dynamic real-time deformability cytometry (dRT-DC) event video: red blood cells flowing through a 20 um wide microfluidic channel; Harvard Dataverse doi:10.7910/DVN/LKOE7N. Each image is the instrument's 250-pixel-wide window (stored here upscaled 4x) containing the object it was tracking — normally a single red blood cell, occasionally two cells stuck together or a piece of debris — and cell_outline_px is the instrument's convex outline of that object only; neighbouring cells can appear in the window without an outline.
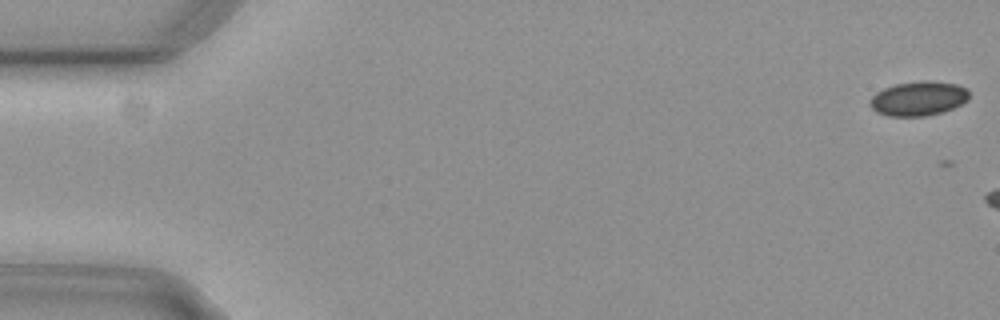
{"species": "common noctule bat (a hibernating species)", "species_latin": "Nyctalus noctula", "temperature_condition": "cold", "stored_images_in_passage": 3, "camera_frame_rate_fps": 3000, "um_per_image_px": 0.085, "animal": {"sex": "female", "body_mass_g": 29.2, "forearm_length_mm": 56.3}, "frame": {"image": 1, "passage_image": 1, "time_ms": 0.0, "image_size_px": [1000, 320], "cell_outline_px": [[968, 100], [944, 112], [924, 116], [888, 116], [876, 112], [868, 104], [868, 100], [876, 92], [884, 88], [896, 84], [920, 80], [928, 80], [956, 84], [968, 88]], "centroid_in_image_um": [78.04, 8.37], "position_along_channel_um": 7.0, "area_um2": 20.06}}